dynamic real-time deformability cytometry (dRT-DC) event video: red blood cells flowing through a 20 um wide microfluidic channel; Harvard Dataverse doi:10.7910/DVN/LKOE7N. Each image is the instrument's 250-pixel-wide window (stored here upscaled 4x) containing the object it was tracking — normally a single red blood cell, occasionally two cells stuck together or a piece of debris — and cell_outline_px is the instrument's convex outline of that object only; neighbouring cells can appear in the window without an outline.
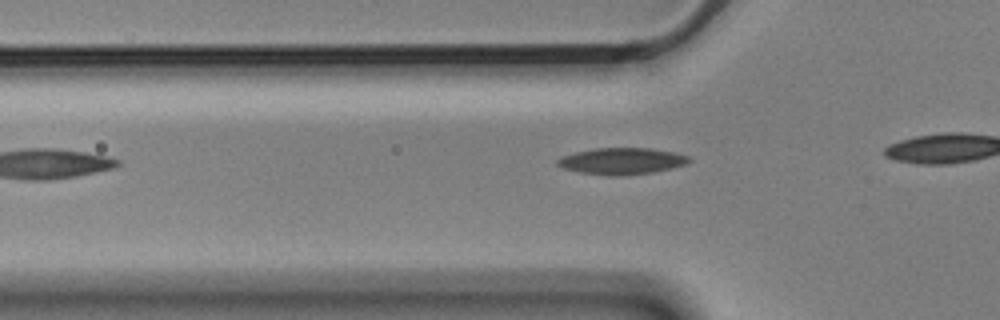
{"species": "Egyptian fruit bat (a non-hibernating species)", "species_latin": "Rousettus aegyptiacus", "temperature_condition": "cold", "stored_images_in_passage": 5, "camera_frame_rate_fps": 3000, "um_per_image_px": 0.085, "animal": {"sex": "male"}, "frame": {"image": 1, "passage_image": 5, "time_ms": 1.333, "image_size_px": [1000, 320], "cell_outline_px": [[692, 160], [688, 164], [672, 168], [652, 172], [620, 176], [608, 176], [580, 172], [564, 168], [556, 164], [556, 160], [560, 156], [576, 152], [596, 148], [648, 148], [672, 152], [688, 156]], "centroid_in_image_um": [52.84, 13.69], "position_along_channel_um": 73.0, "area_um2": 20.35}}